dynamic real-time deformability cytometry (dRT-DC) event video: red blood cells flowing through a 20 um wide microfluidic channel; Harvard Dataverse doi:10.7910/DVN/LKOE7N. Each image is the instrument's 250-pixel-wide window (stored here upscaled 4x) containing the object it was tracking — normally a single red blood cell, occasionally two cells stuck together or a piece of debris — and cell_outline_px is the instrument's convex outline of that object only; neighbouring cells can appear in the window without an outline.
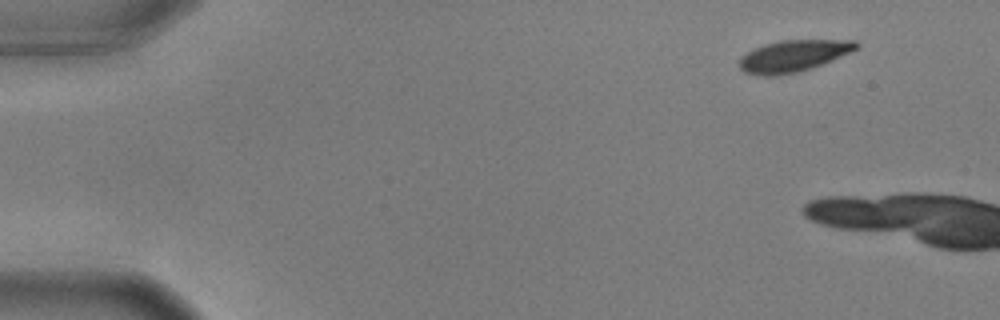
{"species": "common noctule bat (a hibernating species)", "species_latin": "Nyctalus noctula", "temperature_condition": "warm", "stored_images_in_passage": 4, "camera_frame_rate_fps": 3000, "um_per_image_px": 0.085, "animal": {"sex": "male", "body_mass_g": 17.9, "forearm_length_mm": 54.2}, "frame": {"image": 1, "passage_image": 1, "time_ms": 0.0, "image_size_px": [1000, 320], "cell_outline_px": [[860, 44], [856, 48], [832, 60], [796, 72], [772, 76], [764, 76], [744, 72], [740, 68], [740, 56], [764, 44], [780, 40], [856, 40]], "centroid_in_image_um": [67.4, 4.74], "position_along_channel_um": 17.6, "area_um2": 21.1}}